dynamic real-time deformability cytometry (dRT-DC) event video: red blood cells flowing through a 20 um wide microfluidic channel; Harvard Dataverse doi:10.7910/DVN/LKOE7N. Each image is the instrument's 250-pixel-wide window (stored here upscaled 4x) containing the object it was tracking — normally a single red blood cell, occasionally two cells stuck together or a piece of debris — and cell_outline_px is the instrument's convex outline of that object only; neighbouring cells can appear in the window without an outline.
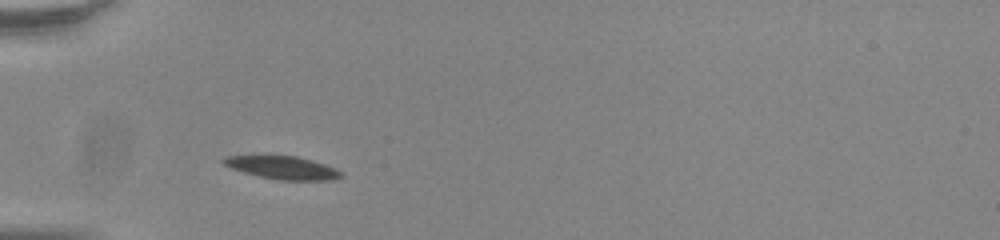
{"species": "common noctule bat (a hibernating species)", "species_latin": "Nyctalus noctula", "temperature_condition": "room temperature", "stored_images_in_passage": 39, "camera_frame_rate_fps": 3000, "um_per_image_px": 0.085, "animal": {"sex": "male", "body_mass_g": 20.0, "forearm_length_mm": 53.3}, "frame": {"image": 1, "passage_image": 1, "time_ms": 0.0, "image_size_px": [1000, 240], "cell_outline_px": [[344, 176], [332, 180], [280, 180], [260, 176], [244, 172], [232, 168], [224, 164], [220, 160], [224, 156], [296, 156], [312, 160], [336, 168]], "centroid_in_image_um": [24.04, 14.25], "position_along_channel_um": 61.0, "area_um2": 15.55}}
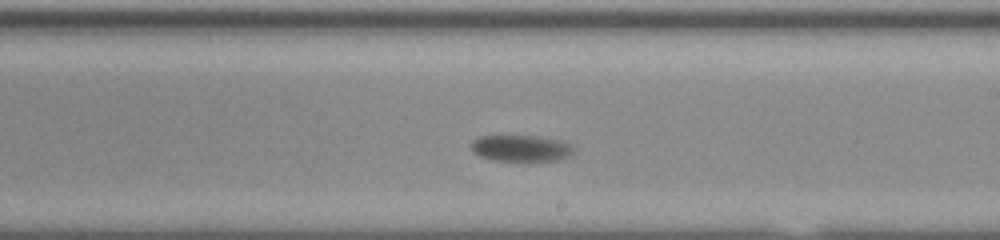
{"frame": {"image": 2, "passage_image": 17, "time_ms": 5.333, "image_size_px": [1000, 240], "cell_outline_px": [[572, 152], [568, 156], [556, 160], [524, 164], [520, 164], [492, 160], [480, 156], [472, 152], [472, 140], [480, 136], [532, 136], [560, 140], [568, 144], [572, 148]], "centroid_in_image_um": [44.23, 12.66], "position_along_channel_um": 244.8, "area_um2": 16.3}}
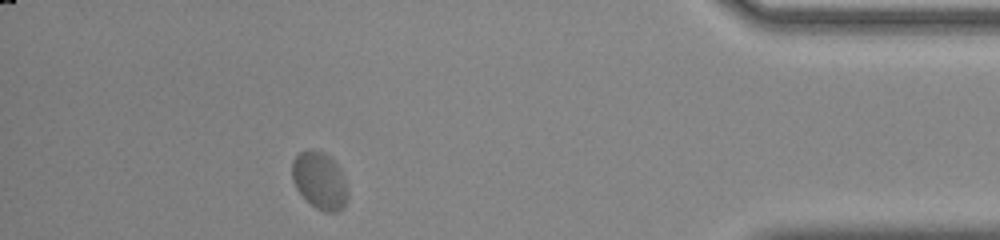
{"frame": {"image": 3, "passage_image": 34, "time_ms": 11.0, "image_size_px": [1000, 240], "cell_outline_px": [[348, 196], [344, 208], [340, 212], [324, 212], [316, 208], [296, 188], [292, 180], [292, 160], [300, 152], [324, 152], [340, 168], [348, 192]], "centroid_in_image_um": [27.19, 15.4], "position_along_channel_um": 408.0, "area_um2": 18.21}, "authors_computed_cell_mechanics": {"area_um2": 17.1088, "velocity_mm_per_s": 3.6067, "shape_relaxation_time_tau1_ms": 1.8595, "shape_relaxation_time_tau2_ms": null, "deformation_change_tau1": 0.1125, "deformation_change_tau2": null}}